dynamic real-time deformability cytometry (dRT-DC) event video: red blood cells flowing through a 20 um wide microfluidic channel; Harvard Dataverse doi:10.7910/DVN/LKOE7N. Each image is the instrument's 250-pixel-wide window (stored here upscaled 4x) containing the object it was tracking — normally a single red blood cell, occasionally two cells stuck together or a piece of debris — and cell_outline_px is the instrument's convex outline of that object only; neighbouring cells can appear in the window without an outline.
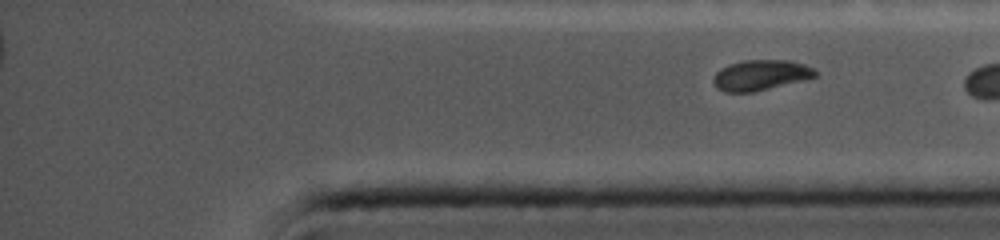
{"species": "common noctule bat (a hibernating species)", "species_latin": "Nyctalus noctula", "temperature_condition": "cold", "stored_images_in_passage": 14, "segment_of_instrument_passage": [2, 2], "camera_frame_rate_fps": 5000, "um_per_image_px": 0.085, "animal": {"sex": "female", "body_mass_g": 19.0, "forearm_length_mm": 56.7}, "frame": {"image": 1, "passage_image": 14, "time_ms": 12.8, "image_size_px": [1000, 240], "cell_outline_px": [[820, 72], [816, 76], [752, 92], [724, 92], [716, 88], [712, 80], [716, 72], [720, 68], [728, 64], [744, 60], [792, 60], [804, 64]], "centroid_in_image_um": [64.61, 6.37], "position_along_channel_um": 370.6, "area_um2": 17.98}}